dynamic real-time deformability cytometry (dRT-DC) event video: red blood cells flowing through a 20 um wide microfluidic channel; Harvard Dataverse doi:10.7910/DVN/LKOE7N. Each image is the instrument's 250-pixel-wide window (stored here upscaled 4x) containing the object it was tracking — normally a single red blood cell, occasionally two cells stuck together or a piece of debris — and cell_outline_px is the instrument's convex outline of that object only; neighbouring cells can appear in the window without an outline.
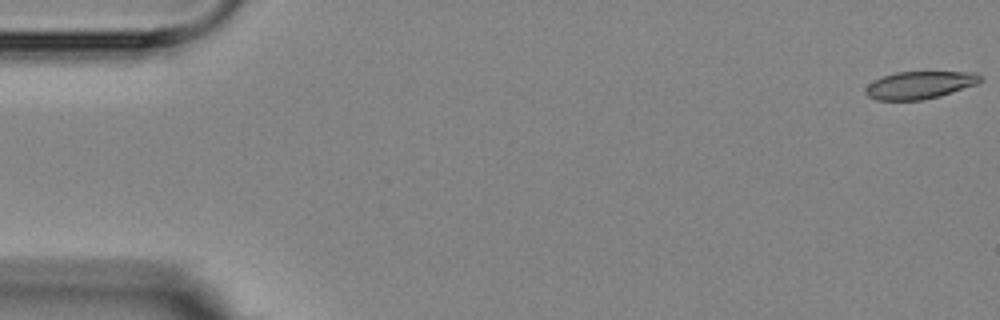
{"species": "Egyptian fruit bat (a non-hibernating species)", "species_latin": "Rousettus aegyptiacus", "temperature_condition": "room temperature", "stored_images_in_passage": 5, "camera_frame_rate_fps": 3000, "um_per_image_px": 0.085, "animal": {"sex": "female"}, "frame": {"image": 1, "passage_image": 1, "time_ms": 0.0, "image_size_px": [1000, 320], "cell_outline_px": [[984, 80], [976, 84], [940, 96], [920, 100], [876, 100], [868, 96], [864, 92], [864, 88], [872, 80], [896, 72], [976, 72], [984, 76]], "centroid_in_image_um": [78.18, 7.22], "position_along_channel_um": 6.8, "area_um2": 18.55}}
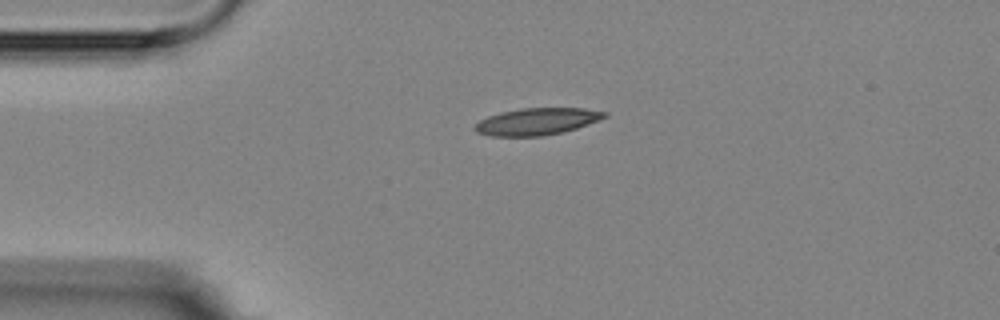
{"frame": {"image": 2, "passage_image": 4, "time_ms": 4.0, "image_size_px": [1000, 320], "cell_outline_px": [[608, 116], [588, 124], [564, 132], [540, 136], [492, 136], [476, 132], [472, 128], [480, 120], [488, 116], [500, 112], [520, 108], [584, 108], [608, 112]], "centroid_in_image_um": [45.63, 10.32], "position_along_channel_um": 39.4, "area_um2": 20.4}}